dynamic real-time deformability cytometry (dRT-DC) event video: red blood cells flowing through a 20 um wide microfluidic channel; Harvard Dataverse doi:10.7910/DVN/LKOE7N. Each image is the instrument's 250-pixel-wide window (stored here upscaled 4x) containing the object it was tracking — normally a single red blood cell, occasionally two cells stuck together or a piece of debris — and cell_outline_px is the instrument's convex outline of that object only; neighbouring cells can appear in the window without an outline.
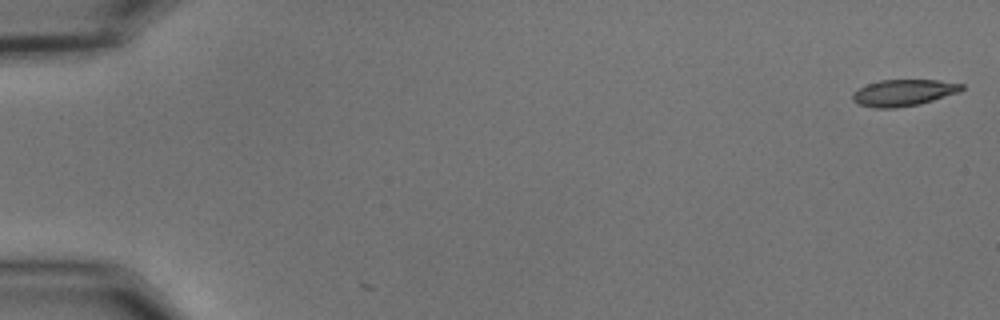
{"species": "common noctule bat (a hibernating species)", "species_latin": "Nyctalus noctula", "temperature_condition": "cold", "stored_images_in_passage": 36, "camera_frame_rate_fps": 3000, "um_per_image_px": 0.085, "animal": {"sex": "male", "body_mass_g": 15.6}, "frame": {"image": 1, "passage_image": 1, "time_ms": 0.0, "image_size_px": [1000, 320], "cell_outline_px": [[964, 88], [960, 92], [920, 104], [896, 108], [876, 108], [860, 104], [852, 100], [852, 92], [868, 84], [880, 80], [936, 80], [964, 84]], "centroid_in_image_um": [76.81, 7.88], "position_along_channel_um": 8.2, "area_um2": 16.82}}
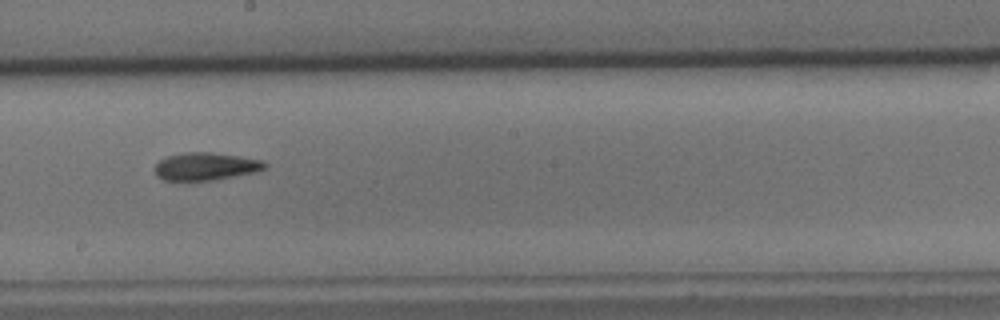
{"frame": {"image": 2, "passage_image": 32, "time_ms": 10.333, "image_size_px": [1000, 320], "cell_outline_px": [[268, 164], [264, 168], [256, 172], [216, 180], [164, 180], [156, 176], [156, 164], [164, 156], [184, 152], [212, 152], [240, 156], [264, 160]], "centroid_in_image_um": [17.5, 14.13], "position_along_channel_um": 230.7, "area_um2": 17.92}}
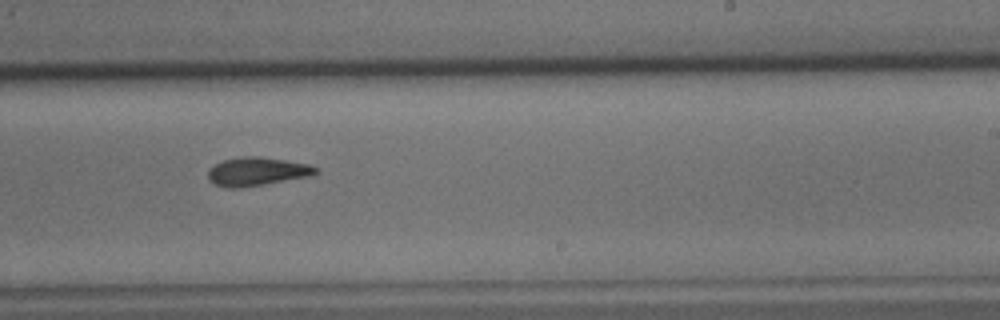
{"frame": {"image": 3, "passage_image": 35, "time_ms": 11.333, "image_size_px": [1000, 320], "cell_outline_px": [[320, 172], [312, 176], [264, 184], [236, 188], [228, 188], [216, 184], [208, 180], [208, 172], [212, 164], [224, 160], [240, 156], [260, 156], [312, 164], [320, 168]], "centroid_in_image_um": [21.9, 14.56], "position_along_channel_um": 267.1, "area_um2": 18.21}}